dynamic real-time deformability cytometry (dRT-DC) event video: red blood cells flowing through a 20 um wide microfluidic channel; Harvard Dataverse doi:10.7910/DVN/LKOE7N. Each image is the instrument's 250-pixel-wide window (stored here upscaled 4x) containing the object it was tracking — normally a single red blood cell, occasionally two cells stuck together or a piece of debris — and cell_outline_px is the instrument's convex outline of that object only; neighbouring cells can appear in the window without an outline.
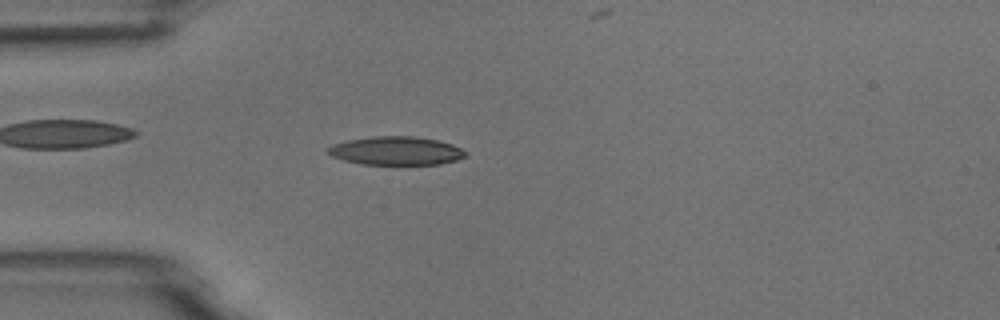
{"species": "common noctule bat (a hibernating species)", "species_latin": "Nyctalus noctula", "temperature_condition": "room temperature", "stored_images_in_passage": 1, "camera_frame_rate_fps": 3000, "um_per_image_px": 0.085, "animal": {"sex": "male", "body_mass_g": 18.8}, "frame": {"image": 1, "passage_image": 1, "time_ms": 0.0, "image_size_px": [1000, 320], "cell_outline_px": [[468, 156], [456, 160], [440, 164], [360, 164], [344, 160], [332, 156], [328, 152], [328, 148], [332, 144], [348, 140], [372, 136], [416, 136], [436, 140], [452, 144], [468, 152]], "centroid_in_image_um": [33.69, 12.81], "position_along_channel_um": 51.3, "area_um2": 22.83}}